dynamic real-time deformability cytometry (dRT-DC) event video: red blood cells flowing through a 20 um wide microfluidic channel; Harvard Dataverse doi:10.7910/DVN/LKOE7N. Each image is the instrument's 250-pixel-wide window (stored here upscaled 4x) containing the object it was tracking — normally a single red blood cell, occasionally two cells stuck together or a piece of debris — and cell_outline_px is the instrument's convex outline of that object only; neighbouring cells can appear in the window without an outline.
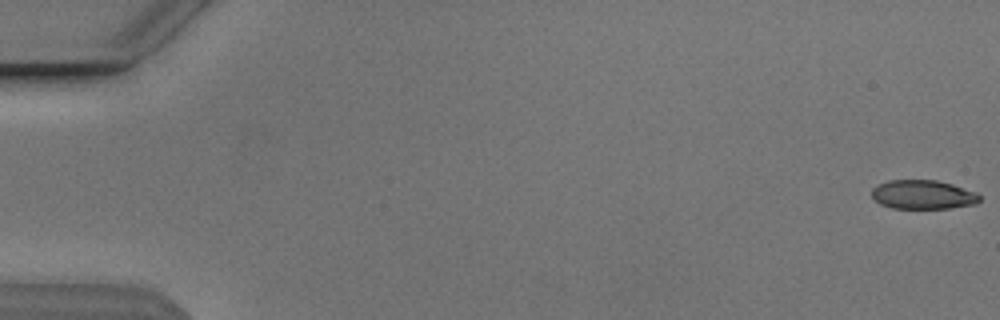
{"species": "Egyptian fruit bat (a non-hibernating species)", "species_latin": "Rousettus aegyptiacus", "temperature_condition": "cold", "stored_images_in_passage": 54, "camera_frame_rate_fps": 3000, "um_per_image_px": 0.085, "animal": {"sex": "male"}, "frame": {"image": 1, "passage_image": 1, "time_ms": 0.0, "image_size_px": [1000, 320], "cell_outline_px": [[980, 200], [976, 204], [948, 208], [892, 208], [880, 204], [872, 196], [872, 188], [876, 184], [888, 180], [936, 180], [952, 184], [976, 192], [980, 196]], "centroid_in_image_um": [78.43, 16.53], "position_along_channel_um": 6.6, "area_um2": 18.26}}
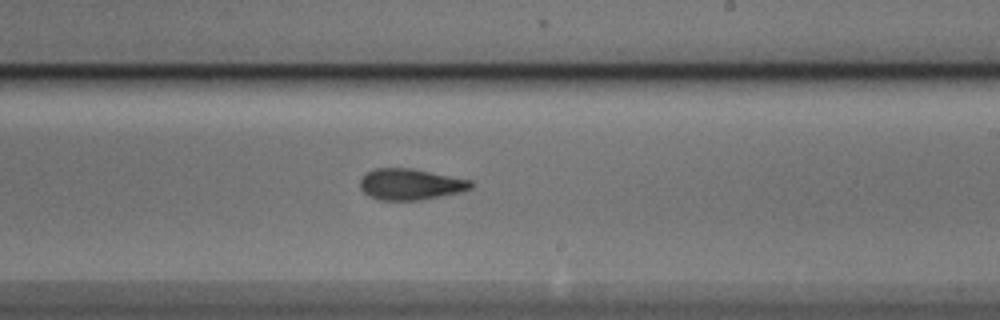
{"frame": {"image": 2, "passage_image": 33, "time_ms": 10.667, "image_size_px": [1000, 320], "cell_outline_px": [[472, 188], [460, 192], [420, 200], [380, 200], [368, 196], [360, 188], [360, 180], [364, 172], [376, 168], [412, 168], [472, 180]], "centroid_in_image_um": [34.86, 15.66], "position_along_channel_um": 254.1, "area_um2": 20.23}}
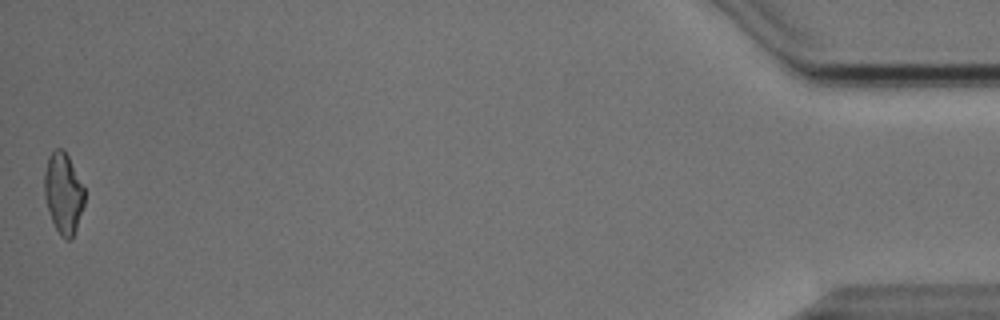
{"frame": {"image": 3, "passage_image": 54, "time_ms": 17.667, "image_size_px": [1000, 320], "cell_outline_px": [[84, 204], [72, 240], [64, 240], [60, 236], [52, 220], [44, 196], [44, 172], [48, 156], [56, 148], [64, 148], [84, 188]], "centroid_in_image_um": [5.37, 16.42], "position_along_channel_um": 429.8, "area_um2": 18.84}, "authors_computed_cell_mechanics": {"area_um2": 19.6231, "velocity_mm_per_s": 3.8445, "shape_relaxation_time_tau1_ms": 2.9304, "shape_relaxation_time_tau2_ms": 2.545, "deformation_change_tau1": 0.1419, "deformation_change_tau2": 0.1025}}